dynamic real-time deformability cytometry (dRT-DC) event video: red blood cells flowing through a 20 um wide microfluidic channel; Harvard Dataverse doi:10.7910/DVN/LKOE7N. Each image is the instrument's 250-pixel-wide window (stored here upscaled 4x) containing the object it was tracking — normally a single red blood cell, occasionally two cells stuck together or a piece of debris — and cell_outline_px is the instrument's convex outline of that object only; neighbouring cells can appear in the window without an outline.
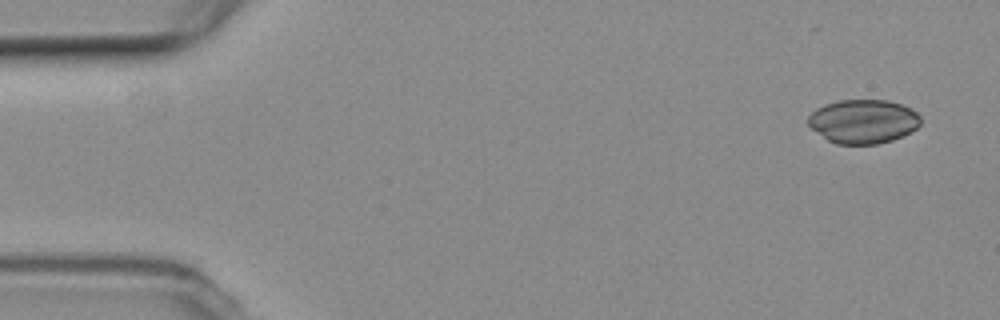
{"species": "common noctule bat (a hibernating species)", "species_latin": "Nyctalus noctula", "temperature_condition": "room temperature", "stored_images_in_passage": 5, "camera_frame_rate_fps": 3000, "um_per_image_px": 0.085, "animal": {"sex": "female", "body_mass_g": 19.3, "forearm_length_mm": 54.1}, "frame": {"image": 1, "passage_image": 1, "time_ms": 0.0, "image_size_px": [1000, 320], "cell_outline_px": [[920, 124], [916, 128], [892, 140], [876, 144], [836, 144], [828, 140], [812, 128], [808, 124], [808, 116], [816, 108], [824, 104], [840, 100], [888, 100], [912, 108], [920, 116]], "centroid_in_image_um": [73.36, 10.31], "position_along_channel_um": 11.6, "area_um2": 28.67}}